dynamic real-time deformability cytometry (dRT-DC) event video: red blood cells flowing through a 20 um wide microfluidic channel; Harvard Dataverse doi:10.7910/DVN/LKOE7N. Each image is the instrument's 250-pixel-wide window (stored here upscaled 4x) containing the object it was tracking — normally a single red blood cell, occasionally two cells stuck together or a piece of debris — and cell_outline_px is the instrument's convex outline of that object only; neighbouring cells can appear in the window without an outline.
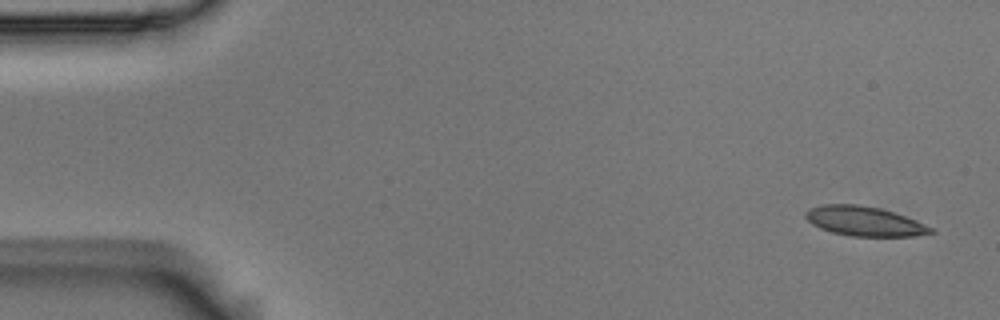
{"species": "Egyptian fruit bat (a non-hibernating species)", "species_latin": "Rousettus aegyptiacus", "temperature_condition": "room temperature", "stored_images_in_passage": 9, "camera_frame_rate_fps": 3000, "um_per_image_px": 0.085, "animal": {"sex": "male"}, "frame": {"image": 1, "passage_image": 1, "time_ms": 0.0, "image_size_px": [1000, 320], "cell_outline_px": [[936, 232], [912, 236], [852, 236], [832, 232], [820, 228], [812, 224], [804, 216], [804, 212], [808, 208], [820, 204], [856, 204], [880, 208], [916, 220], [936, 228]], "centroid_in_image_um": [73.46, 18.8], "position_along_channel_um": 11.5, "area_um2": 21.68}}
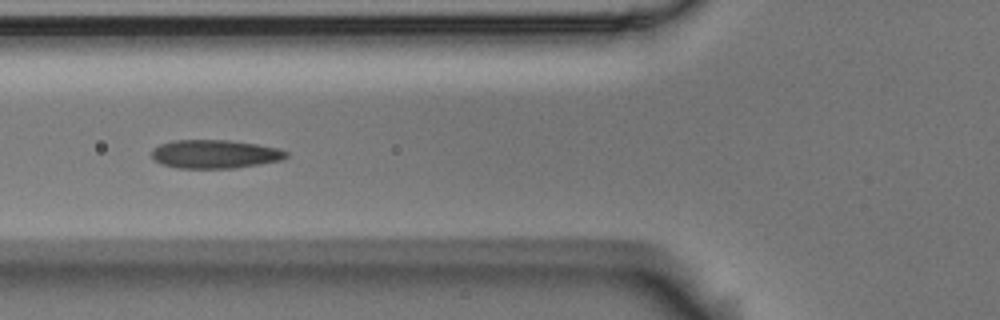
{"frame": {"image": 2, "passage_image": 6, "time_ms": 1.667, "image_size_px": [1000, 320], "cell_outline_px": [[288, 156], [280, 160], [260, 164], [232, 168], [176, 168], [160, 164], [152, 156], [152, 148], [160, 144], [172, 140], [228, 140], [256, 144], [276, 148], [288, 152]], "centroid_in_image_um": [18.22, 13.09], "position_along_channel_um": 107.6, "area_um2": 22.31}}
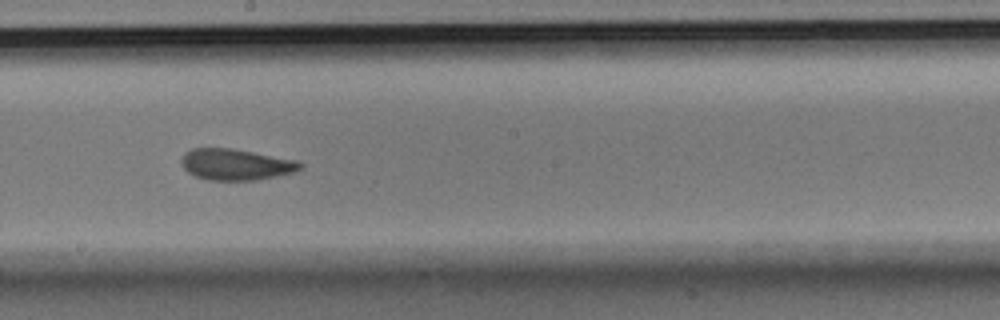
{"frame": {"image": 3, "passage_image": 9, "time_ms": 2.667, "image_size_px": [1000, 320], "cell_outline_px": [[304, 164], [300, 168], [292, 172], [256, 180], [208, 180], [196, 176], [188, 172], [184, 168], [180, 160], [184, 152], [192, 148], [232, 148], [300, 160]], "centroid_in_image_um": [20.04, 13.96], "position_along_channel_um": 228.2, "area_um2": 21.68}}